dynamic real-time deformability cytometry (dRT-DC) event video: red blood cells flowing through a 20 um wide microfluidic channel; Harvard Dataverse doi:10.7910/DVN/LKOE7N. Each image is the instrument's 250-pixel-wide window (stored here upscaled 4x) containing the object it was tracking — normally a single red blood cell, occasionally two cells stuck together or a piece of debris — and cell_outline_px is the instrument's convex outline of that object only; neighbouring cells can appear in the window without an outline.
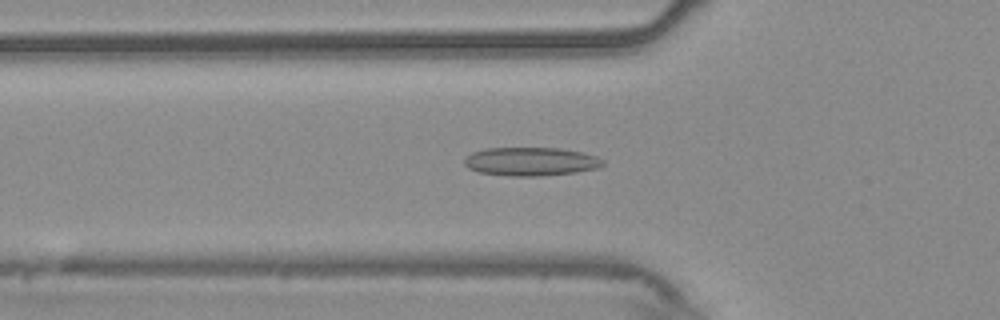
{"species": "common noctule bat (a hibernating species)", "species_latin": "Nyctalus noctula", "temperature_condition": "warm", "stored_images_in_passage": 42, "camera_frame_rate_fps": 3000, "um_per_image_px": 0.085, "animal": {"sex": "male", "body_mass_g": 20.4}, "frame": {"image": 1, "passage_image": 7, "time_ms": 2.0, "image_size_px": [1000, 320], "cell_outline_px": [[604, 164], [596, 168], [576, 172], [540, 176], [508, 176], [480, 172], [468, 168], [464, 164], [464, 160], [472, 152], [488, 148], [560, 148], [580, 152], [596, 156], [604, 160]], "centroid_in_image_um": [45.11, 13.73], "position_along_channel_um": 80.7, "area_um2": 22.89}}
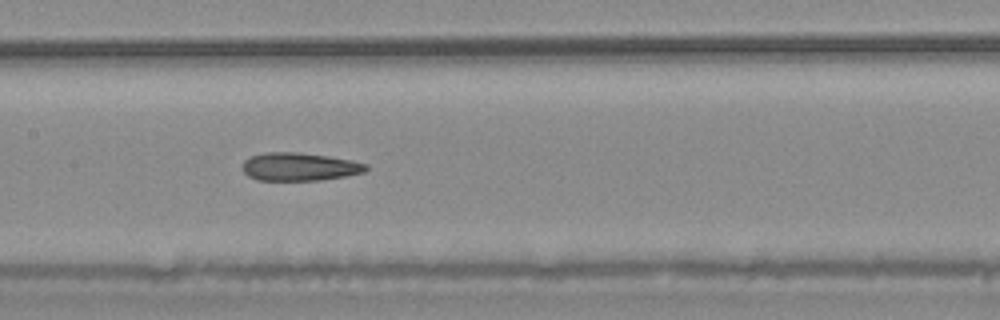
{"frame": {"image": 2, "passage_image": 15, "time_ms": 4.667, "image_size_px": [1000, 320], "cell_outline_px": [[368, 168], [364, 172], [344, 176], [320, 180], [256, 180], [248, 176], [240, 168], [244, 160], [252, 156], [264, 152], [296, 152], [328, 156], [352, 160], [368, 164]], "centroid_in_image_um": [25.42, 14.17], "position_along_channel_um": 182.0, "area_um2": 20.29}}
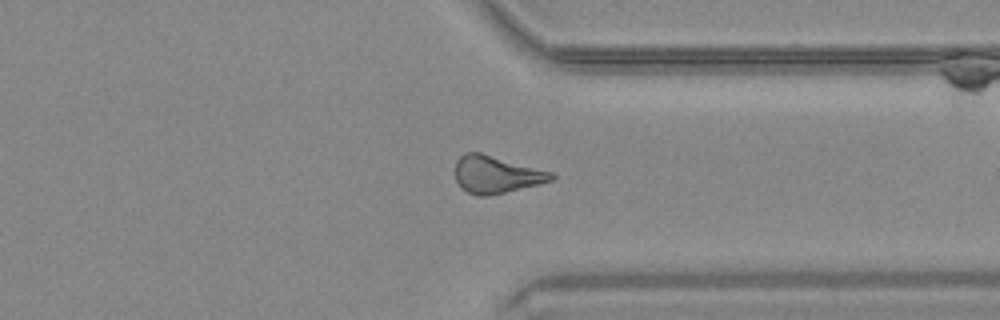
{"frame": {"image": 3, "passage_image": 30, "time_ms": 9.667, "image_size_px": [1000, 320], "cell_outline_px": [[556, 176], [552, 180], [540, 184], [488, 196], [476, 196], [468, 192], [456, 180], [456, 160], [464, 152], [480, 152], [552, 172]], "centroid_in_image_um": [42.18, 14.83], "position_along_channel_um": 369.2, "area_um2": 20.75}, "authors_computed_cell_mechanics": {"area_um2": 20.519, "velocity_mm_per_s": 3.764, "shape_relaxation_time_tau1_ms": null, "shape_relaxation_time_tau2_ms": 4.346, "deformation_change_tau1": null, "deformation_change_tau2": 0.1394}}